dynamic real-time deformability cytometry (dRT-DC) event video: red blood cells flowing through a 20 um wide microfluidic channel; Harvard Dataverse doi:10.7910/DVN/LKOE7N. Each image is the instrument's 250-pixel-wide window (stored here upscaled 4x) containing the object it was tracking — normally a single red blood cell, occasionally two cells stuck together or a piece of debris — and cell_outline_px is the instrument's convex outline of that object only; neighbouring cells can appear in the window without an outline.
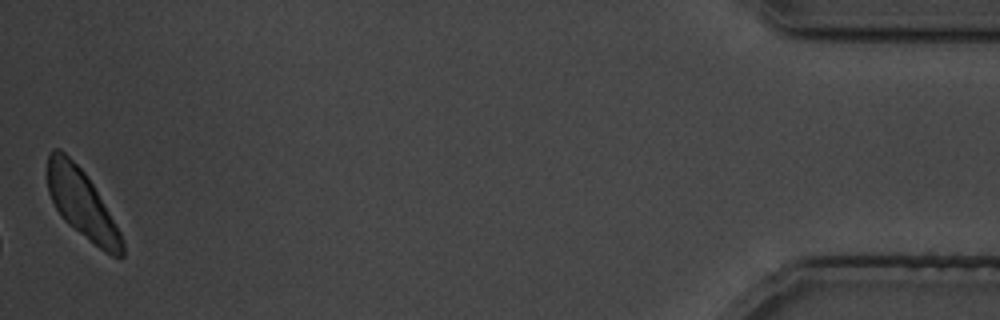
{"species": "common noctule bat (a hibernating species)", "species_latin": "Nyctalus noctula", "temperature_condition": "cold", "stored_images_in_passage": 31, "camera_frame_rate_fps": 3000, "um_per_image_px": 0.085, "animal": {"sex": "male", "body_mass_g": 19.5, "forearm_length_mm": 54.6}, "frame": {"image": 1, "passage_image": 31, "time_ms": 37.333, "image_size_px": [1000, 320], "cell_outline_px": [[124, 256], [112, 256], [104, 252], [68, 224], [60, 216], [48, 192], [48, 152], [52, 148], [60, 148], [84, 172], [92, 184], [120, 232], [124, 244]], "centroid_in_image_um": [6.94, 17.33], "position_along_channel_um": 428.3, "area_um2": 29.3}}